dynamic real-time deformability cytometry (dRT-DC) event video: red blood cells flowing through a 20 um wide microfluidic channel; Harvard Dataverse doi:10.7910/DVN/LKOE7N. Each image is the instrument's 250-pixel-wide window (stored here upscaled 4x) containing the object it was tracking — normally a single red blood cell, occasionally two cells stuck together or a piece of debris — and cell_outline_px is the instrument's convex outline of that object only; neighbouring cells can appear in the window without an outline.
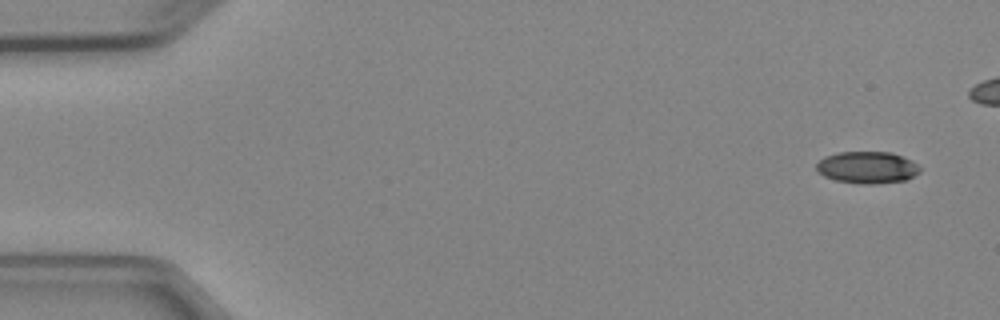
{"species": "Egyptian fruit bat (a non-hibernating species)", "species_latin": "Rousettus aegyptiacus", "temperature_condition": "cold", "stored_images_in_passage": 6, "camera_frame_rate_fps": 3000, "um_per_image_px": 0.085, "animal": {"sex": "female"}, "frame": {"image": 1, "passage_image": 1, "time_ms": 0.0, "image_size_px": [1000, 320], "cell_outline_px": [[920, 172], [904, 180], [876, 184], [856, 184], [836, 180], [824, 176], [816, 172], [816, 164], [824, 156], [836, 152], [892, 152], [912, 160], [920, 168]], "centroid_in_image_um": [73.68, 14.23], "position_along_channel_um": 11.3, "area_um2": 19.42}}